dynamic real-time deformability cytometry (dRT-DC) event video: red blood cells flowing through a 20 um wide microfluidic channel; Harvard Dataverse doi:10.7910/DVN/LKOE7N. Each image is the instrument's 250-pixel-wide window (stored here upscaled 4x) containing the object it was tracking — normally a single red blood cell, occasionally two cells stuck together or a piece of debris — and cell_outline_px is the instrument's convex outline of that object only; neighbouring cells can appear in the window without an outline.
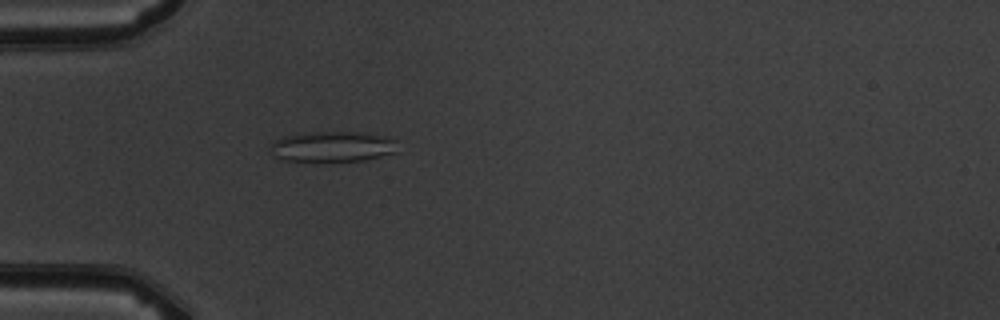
{"species": "common noctule bat (a hibernating species)", "species_latin": "Nyctalus noctula", "temperature_condition": "warm", "stored_images_in_passage": 5, "camera_frame_rate_fps": 3000, "um_per_image_px": 0.085, "animal": {"sex": "male", "body_mass_g": 19.5, "forearm_length_mm": 54.6}, "frame": {"image": 1, "passage_image": 5, "time_ms": 4.667, "image_size_px": [1000, 320], "cell_outline_px": [[396, 152], [364, 160], [280, 160], [276, 156], [272, 148], [272, 144], [276, 140], [284, 136], [312, 132], [364, 132], [396, 140]], "centroid_in_image_um": [28.29, 12.44], "position_along_channel_um": 56.7, "area_um2": 21.91}}